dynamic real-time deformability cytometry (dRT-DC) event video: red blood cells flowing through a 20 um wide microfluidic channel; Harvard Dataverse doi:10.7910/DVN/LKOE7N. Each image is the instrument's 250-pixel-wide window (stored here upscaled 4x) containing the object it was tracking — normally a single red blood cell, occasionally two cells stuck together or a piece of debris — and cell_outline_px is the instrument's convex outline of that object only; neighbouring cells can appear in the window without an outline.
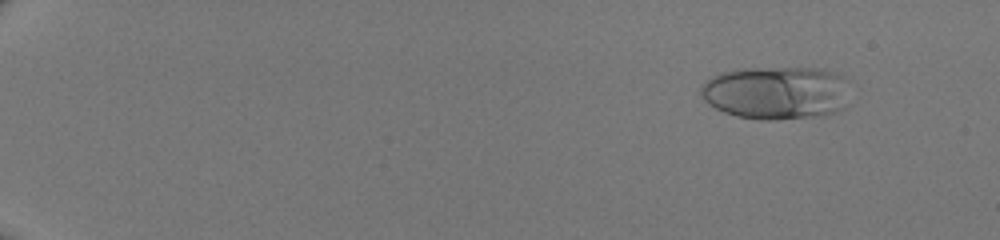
{"species": "human", "species_latin": "Homo sapiens", "temperature_condition": "room temperature", "stored_images_in_passage": 18, "camera_frame_rate_fps": 3000, "um_per_image_px": 0.085, "donor": {"sex": "male"}, "frame": {"image": 1, "passage_image": 7, "time_ms": 2.0, "image_size_px": [1000, 240], "cell_outline_px": [[844, 108], [836, 112], [824, 116], [768, 120], [760, 120], [736, 116], [724, 112], [708, 104], [700, 96], [700, 84], [704, 80], [720, 72], [748, 68], [816, 68], [832, 72], [844, 76]], "centroid_in_image_um": [65.89, 7.89], "position_along_channel_um": 19.1, "area_um2": 46.3}}